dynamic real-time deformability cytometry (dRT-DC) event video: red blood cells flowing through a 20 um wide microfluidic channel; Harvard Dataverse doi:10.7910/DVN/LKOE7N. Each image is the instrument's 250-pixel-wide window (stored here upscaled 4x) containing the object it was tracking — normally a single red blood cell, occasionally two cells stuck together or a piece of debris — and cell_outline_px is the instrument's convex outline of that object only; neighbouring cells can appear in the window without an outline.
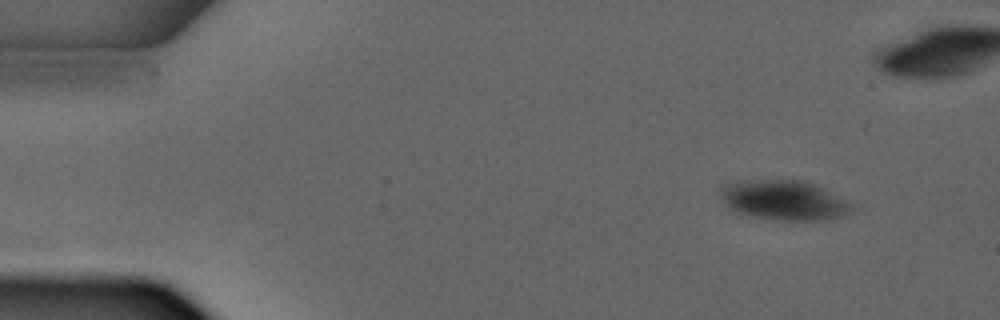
{"species": "common noctule bat (a hibernating species)", "species_latin": "Nyctalus noctula", "temperature_condition": "warm", "stored_images_in_passage": 4, "camera_frame_rate_fps": 3000, "um_per_image_px": 0.085, "animal": {"sex": "male", "forearm_length_mm": 52.5}, "frame": {"image": 1, "passage_image": 1, "time_ms": 0.0, "image_size_px": [1000, 320], "cell_outline_px": [[852, 212], [828, 220], [776, 220], [748, 216], [724, 204], [720, 196], [720, 184], [736, 180], [804, 180], [816, 184], [824, 188], [852, 204]], "centroid_in_image_um": [66.59, 17.0], "position_along_channel_um": 18.4, "area_um2": 30.75}}